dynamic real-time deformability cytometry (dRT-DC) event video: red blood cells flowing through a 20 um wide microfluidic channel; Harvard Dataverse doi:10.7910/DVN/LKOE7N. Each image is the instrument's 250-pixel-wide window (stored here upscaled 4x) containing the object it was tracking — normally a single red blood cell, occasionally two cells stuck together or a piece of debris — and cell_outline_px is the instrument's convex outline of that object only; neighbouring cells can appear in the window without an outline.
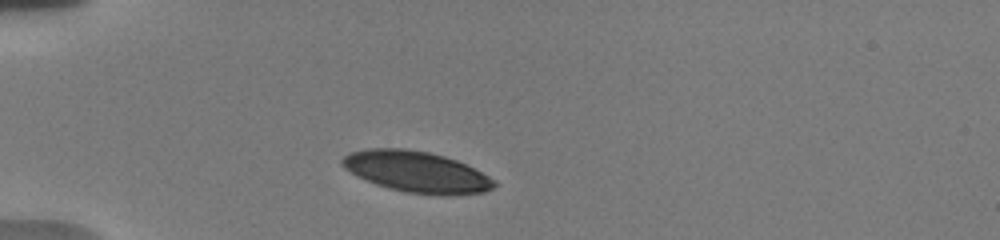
{"species": "human", "species_latin": "Homo sapiens", "temperature_condition": "warm", "stored_images_in_passage": 15, "camera_frame_rate_fps": 3000, "um_per_image_px": 0.085, "donor": {"sex": "male"}, "frame": {"image": 1, "passage_image": 3, "time_ms": 1.0, "image_size_px": [1000, 240], "cell_outline_px": [[496, 184], [492, 188], [484, 192], [408, 192], [376, 184], [356, 176], [344, 168], [340, 164], [340, 160], [348, 152], [368, 148], [404, 148], [428, 152], [444, 156], [456, 160], [496, 180]], "centroid_in_image_um": [35.28, 14.54], "position_along_channel_um": 49.7, "area_um2": 35.14}}
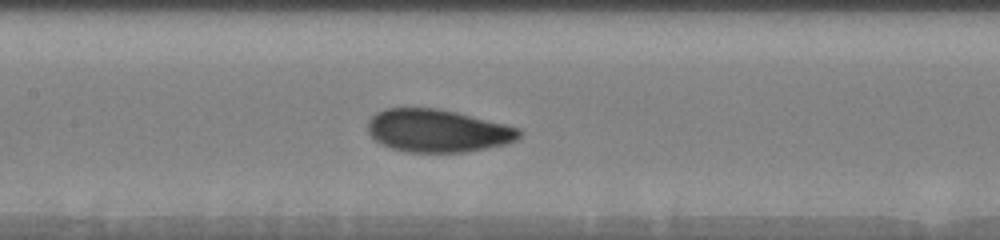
{"frame": {"image": 2, "passage_image": 12, "time_ms": 5.0, "image_size_px": [1000, 240], "cell_outline_px": [[524, 132], [516, 140], [508, 144], [464, 152], [408, 152], [392, 148], [380, 144], [368, 132], [368, 120], [376, 112], [384, 108], [436, 108], [456, 112], [520, 128]], "centroid_in_image_um": [37.2, 11.11], "position_along_channel_um": 170.2, "area_um2": 37.8}}
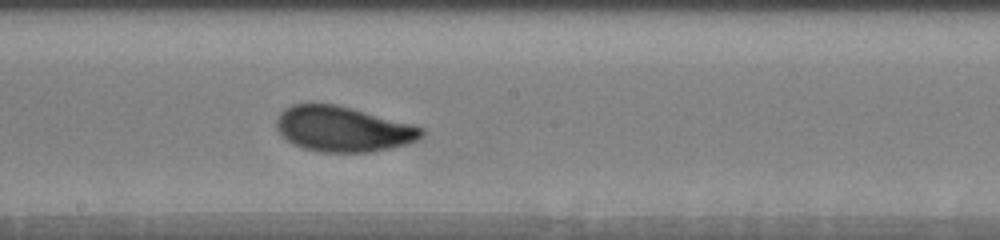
{"frame": {"image": 3, "passage_image": 15, "time_ms": 6.333, "image_size_px": [1000, 240], "cell_outline_px": [[424, 132], [416, 140], [408, 144], [392, 148], [372, 152], [320, 152], [304, 148], [292, 144], [280, 136], [276, 128], [276, 120], [280, 112], [284, 108], [292, 104], [336, 104], [352, 108], [412, 124], [424, 128]], "centroid_in_image_um": [29.12, 10.97], "position_along_channel_um": 219.1, "area_um2": 38.49}}